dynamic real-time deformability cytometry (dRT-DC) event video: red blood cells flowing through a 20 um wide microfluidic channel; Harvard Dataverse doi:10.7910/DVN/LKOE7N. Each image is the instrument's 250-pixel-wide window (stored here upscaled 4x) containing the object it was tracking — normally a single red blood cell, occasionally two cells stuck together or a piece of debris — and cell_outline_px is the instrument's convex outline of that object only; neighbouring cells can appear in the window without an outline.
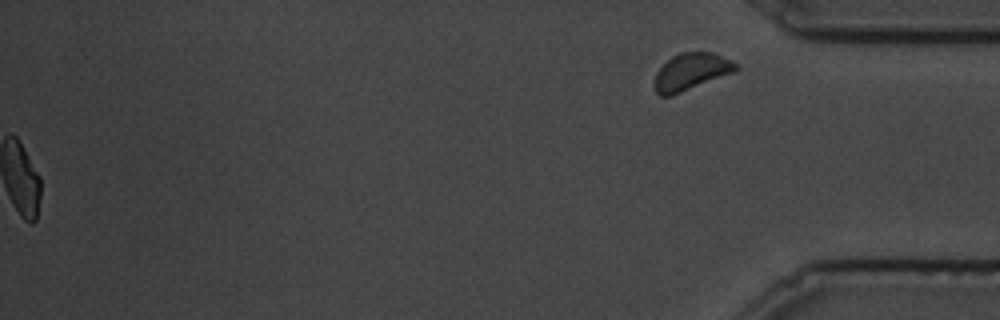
{"species": "common noctule bat (a hibernating species)", "species_latin": "Nyctalus noctula", "temperature_condition": "cold", "stored_images_in_passage": 105, "segment_of_instrument_passage": [2, 2], "camera_frame_rate_fps": 3000, "um_per_image_px": 0.085, "animal": {"sex": "male", "body_mass_g": 19.5, "forearm_length_mm": 54.6}, "frame": {"image": 1, "passage_image": 105, "time_ms": 34.667, "image_size_px": [1000, 320], "cell_outline_px": [[736, 68], [732, 72], [680, 92], [668, 96], [660, 96], [656, 92], [656, 72], [672, 56], [680, 52], [712, 52], [732, 60], [736, 64]], "centroid_in_image_um": [58.72, 6.06], "position_along_channel_um": 376.5, "area_um2": 16.82}}